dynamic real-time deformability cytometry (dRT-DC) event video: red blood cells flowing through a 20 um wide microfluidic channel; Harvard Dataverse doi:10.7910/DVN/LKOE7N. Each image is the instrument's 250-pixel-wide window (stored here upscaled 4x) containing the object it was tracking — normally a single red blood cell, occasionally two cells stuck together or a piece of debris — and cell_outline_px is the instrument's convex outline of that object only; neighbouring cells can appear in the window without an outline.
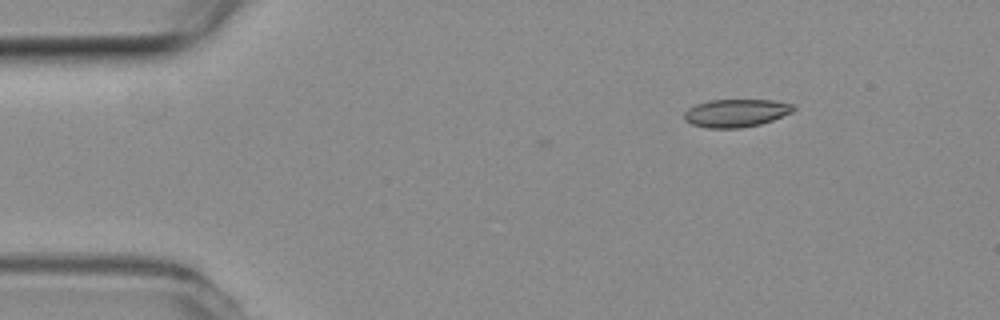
{"species": "common noctule bat (a hibernating species)", "species_latin": "Nyctalus noctula", "temperature_condition": "room temperature", "stored_images_in_passage": 3, "camera_frame_rate_fps": 3000, "um_per_image_px": 0.085, "animal": {"sex": "female", "body_mass_g": 19.3, "forearm_length_mm": 54.1}, "frame": {"image": 1, "passage_image": 3, "time_ms": 0.667, "image_size_px": [1000, 320], "cell_outline_px": [[796, 108], [792, 112], [772, 120], [760, 124], [740, 128], [708, 128], [692, 124], [684, 120], [684, 112], [688, 108], [696, 104], [708, 100], [772, 100], [792, 104]], "centroid_in_image_um": [62.54, 9.6], "position_along_channel_um": 22.5, "area_um2": 17.74}}